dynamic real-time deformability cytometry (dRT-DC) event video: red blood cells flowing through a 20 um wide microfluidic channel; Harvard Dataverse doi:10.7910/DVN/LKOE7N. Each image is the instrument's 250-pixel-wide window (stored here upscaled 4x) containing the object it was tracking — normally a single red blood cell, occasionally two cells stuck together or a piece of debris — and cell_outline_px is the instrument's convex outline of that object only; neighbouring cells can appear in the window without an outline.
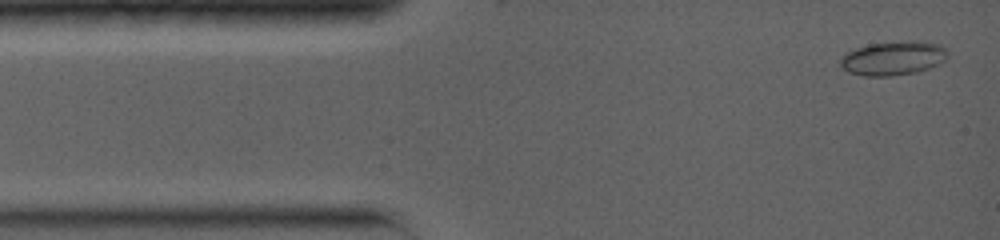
{"species": "common noctule bat (a hibernating species)", "species_latin": "Nyctalus noctula", "temperature_condition": "warm", "stored_images_in_passage": 23, "camera_frame_rate_fps": 5000, "um_per_image_px": 0.085, "animal": {"sex": "female", "body_mass_g": 19.0, "forearm_length_mm": 56.7}, "frame": {"image": 1, "passage_image": 3, "time_ms": 0.2, "image_size_px": [1000, 240], "cell_outline_px": [[948, 56], [940, 64], [916, 72], [892, 76], [864, 76], [848, 72], [840, 64], [840, 60], [844, 52], [868, 44], [912, 40], [928, 40], [940, 44], [948, 48]], "centroid_in_image_um": [75.96, 4.92], "position_along_channel_um": 9.0, "area_um2": 21.73}}
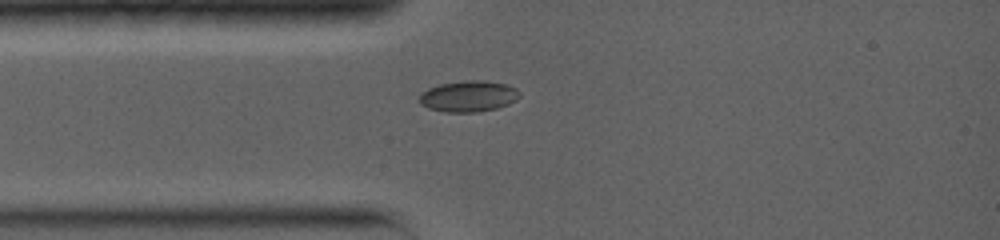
{"frame": {"image": 2, "passage_image": 20, "time_ms": 2.8, "image_size_px": [1000, 240], "cell_outline_px": [[520, 96], [516, 100], [508, 104], [496, 108], [476, 112], [444, 112], [428, 108], [420, 104], [420, 92], [428, 88], [440, 84], [464, 80], [484, 80], [508, 84], [516, 88], [520, 92]], "centroid_in_image_um": [39.82, 8.17], "position_along_channel_um": 45.2, "area_um2": 18.32}}